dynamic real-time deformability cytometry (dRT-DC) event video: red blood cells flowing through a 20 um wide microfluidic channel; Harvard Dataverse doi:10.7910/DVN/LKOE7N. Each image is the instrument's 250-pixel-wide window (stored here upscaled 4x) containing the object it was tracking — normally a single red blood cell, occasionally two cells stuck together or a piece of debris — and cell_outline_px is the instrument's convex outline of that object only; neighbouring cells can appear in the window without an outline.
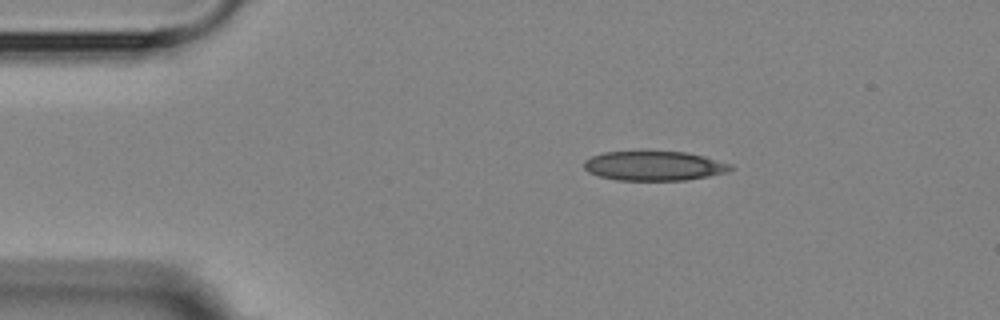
{"species": "Egyptian fruit bat (a non-hibernating species)", "species_latin": "Rousettus aegyptiacus", "temperature_condition": "room temperature", "stored_images_in_passage": 4, "camera_frame_rate_fps": 3000, "um_per_image_px": 0.085, "animal": {"sex": "female"}, "frame": {"image": 1, "passage_image": 2, "time_ms": 1.333, "image_size_px": [1000, 320], "cell_outline_px": [[736, 168], [728, 172], [708, 176], [684, 180], [616, 180], [600, 176], [588, 172], [584, 168], [584, 160], [592, 156], [604, 152], [644, 148], [688, 152], [704, 156], [732, 164]], "centroid_in_image_um": [55.6, 14.04], "position_along_channel_um": 29.4, "area_um2": 26.36}}